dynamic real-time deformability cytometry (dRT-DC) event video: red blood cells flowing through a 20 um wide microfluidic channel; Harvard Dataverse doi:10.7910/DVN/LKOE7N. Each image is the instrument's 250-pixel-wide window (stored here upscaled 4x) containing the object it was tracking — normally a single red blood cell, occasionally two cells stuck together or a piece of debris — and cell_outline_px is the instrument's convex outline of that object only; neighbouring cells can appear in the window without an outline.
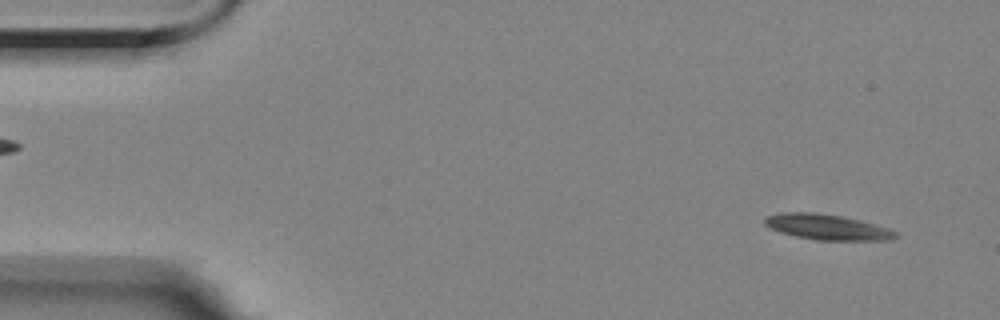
{"species": "Egyptian fruit bat (a non-hibernating species)", "species_latin": "Rousettus aegyptiacus", "temperature_condition": "room temperature", "stored_images_in_passage": 4, "camera_frame_rate_fps": 3000, "um_per_image_px": 0.085, "animal": {"sex": "female"}, "frame": {"image": 1, "passage_image": 1, "time_ms": 0.0, "image_size_px": [1000, 320], "cell_outline_px": [[896, 236], [892, 240], [816, 240], [796, 236], [780, 232], [768, 228], [764, 224], [764, 220], [768, 216], [784, 212], [816, 212], [840, 216], [860, 220], [888, 228], [896, 232]], "centroid_in_image_um": [70.28, 19.3], "position_along_channel_um": 14.7, "area_um2": 19.31}}
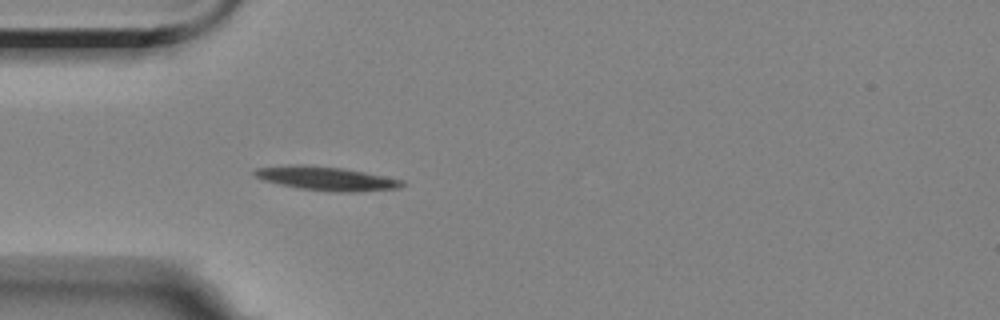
{"frame": {"image": 2, "passage_image": 4, "time_ms": 4.0, "image_size_px": [1000, 320], "cell_outline_px": [[404, 184], [400, 188], [356, 192], [340, 192], [300, 188], [280, 184], [264, 180], [252, 176], [252, 172], [256, 168], [300, 164], [340, 168], [364, 172], [404, 180]], "centroid_in_image_um": [27.74, 15.17], "position_along_channel_um": 57.3, "area_um2": 20.23}}